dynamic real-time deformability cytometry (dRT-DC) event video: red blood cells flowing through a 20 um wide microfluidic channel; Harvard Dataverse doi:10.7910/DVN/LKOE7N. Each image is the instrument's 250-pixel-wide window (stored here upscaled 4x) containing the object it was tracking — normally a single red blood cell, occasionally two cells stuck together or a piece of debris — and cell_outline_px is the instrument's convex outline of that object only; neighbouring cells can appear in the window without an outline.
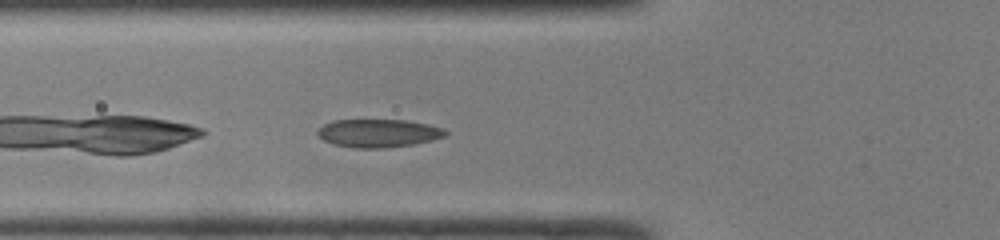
{"species": "common noctule bat (a hibernating species)", "species_latin": "Nyctalus noctula", "temperature_condition": "room temperature", "stored_images_in_passage": 13, "camera_frame_rate_fps": 3000, "um_per_image_px": 0.085, "animal": {"sex": "male", "body_mass_g": 19.0, "forearm_length_mm": 50.8}, "frame": {"image": 1, "passage_image": 13, "time_ms": 4.0, "image_size_px": [1000, 240], "cell_outline_px": [[448, 132], [444, 136], [432, 140], [416, 144], [384, 148], [352, 148], [332, 144], [324, 140], [316, 132], [324, 124], [332, 120], [408, 120], [428, 124], [444, 128]], "centroid_in_image_um": [32.17, 11.32], "position_along_channel_um": 93.6, "area_um2": 21.1}}